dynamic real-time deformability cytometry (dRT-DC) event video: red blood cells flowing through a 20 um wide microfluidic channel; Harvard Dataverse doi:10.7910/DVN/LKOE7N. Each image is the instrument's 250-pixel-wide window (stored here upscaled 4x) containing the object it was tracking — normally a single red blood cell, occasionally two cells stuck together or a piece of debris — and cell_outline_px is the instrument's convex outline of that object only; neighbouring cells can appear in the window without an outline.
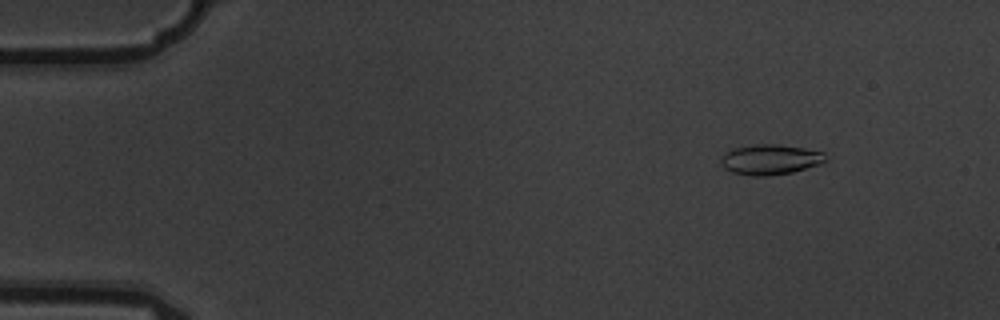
{"species": "common noctule bat (a hibernating species)", "species_latin": "Nyctalus noctula", "temperature_condition": "warm", "stored_images_in_passage": 10, "camera_frame_rate_fps": 3000, "um_per_image_px": 0.085, "animal": {"sex": "male", "body_mass_g": 19.5, "forearm_length_mm": 54.6}, "frame": {"image": 1, "passage_image": 2, "time_ms": 0.333, "image_size_px": [1000, 320], "cell_outline_px": [[828, 160], [824, 164], [792, 172], [768, 176], [752, 176], [732, 172], [724, 168], [720, 160], [720, 156], [724, 152], [732, 148], [752, 144], [776, 144], [804, 148], [824, 152]], "centroid_in_image_um": [65.48, 13.55], "position_along_channel_um": 19.5, "area_um2": 18.84}}
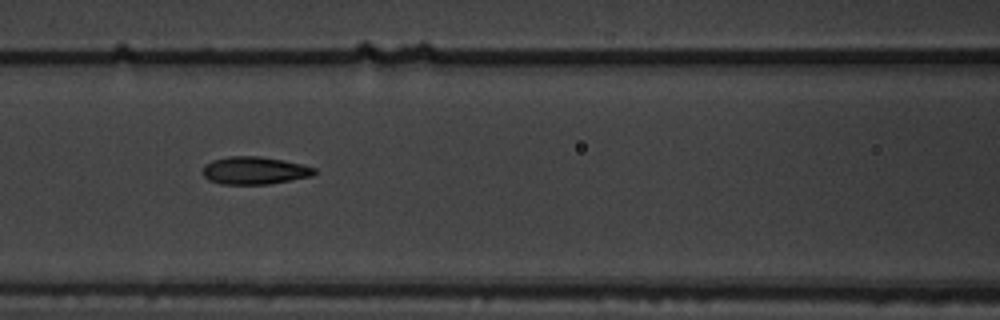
{"frame": {"image": 2, "passage_image": 7, "time_ms": 2.0, "image_size_px": [1000, 320], "cell_outline_px": [[316, 172], [312, 176], [268, 184], [220, 184], [208, 180], [204, 176], [204, 164], [212, 160], [228, 156], [260, 156], [284, 160], [304, 164], [316, 168]], "centroid_in_image_um": [21.64, 14.48], "position_along_channel_um": 145.0, "area_um2": 18.09}}
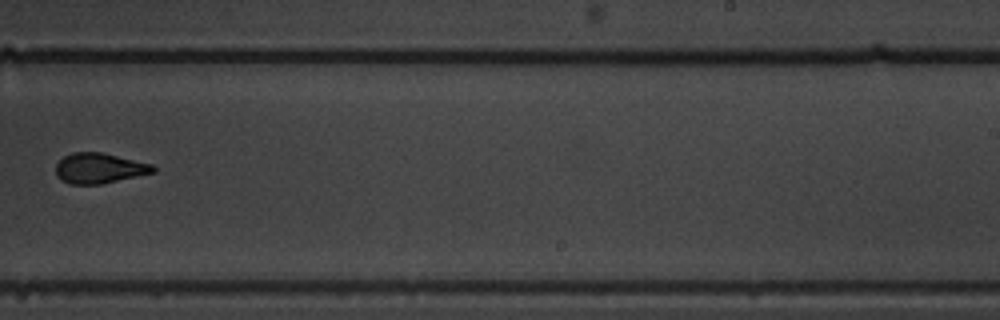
{"frame": {"image": 3, "passage_image": 10, "time_ms": 3.0, "image_size_px": [1000, 320], "cell_outline_px": [[156, 172], [100, 184], [68, 184], [56, 176], [56, 164], [64, 156], [72, 152], [100, 152], [152, 164], [156, 168]], "centroid_in_image_um": [8.42, 14.3], "position_along_channel_um": 280.6, "area_um2": 17.11}}